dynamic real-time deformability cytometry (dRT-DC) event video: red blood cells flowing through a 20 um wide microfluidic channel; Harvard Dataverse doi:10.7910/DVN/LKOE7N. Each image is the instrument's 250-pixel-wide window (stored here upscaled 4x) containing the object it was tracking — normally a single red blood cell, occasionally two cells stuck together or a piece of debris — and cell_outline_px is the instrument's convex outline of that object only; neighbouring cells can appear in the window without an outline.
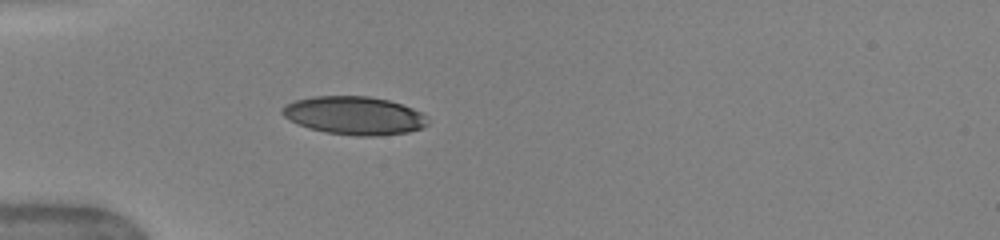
{"species": "human", "species_latin": "Homo sapiens", "temperature_condition": "warm", "stored_images_in_passage": 2, "camera_frame_rate_fps": 3000, "um_per_image_px": 0.085, "donor": {"sex": "female"}, "frame": {"image": 1, "passage_image": 1, "time_ms": 0.0, "image_size_px": [1000, 240], "cell_outline_px": [[428, 124], [420, 128], [408, 132], [380, 136], [356, 136], [328, 132], [308, 128], [288, 120], [280, 112], [280, 108], [284, 104], [296, 100], [312, 96], [368, 96], [388, 100], [412, 108], [420, 112], [428, 120]], "centroid_in_image_um": [30.06, 9.82], "position_along_channel_um": 54.9, "area_um2": 32.43}}